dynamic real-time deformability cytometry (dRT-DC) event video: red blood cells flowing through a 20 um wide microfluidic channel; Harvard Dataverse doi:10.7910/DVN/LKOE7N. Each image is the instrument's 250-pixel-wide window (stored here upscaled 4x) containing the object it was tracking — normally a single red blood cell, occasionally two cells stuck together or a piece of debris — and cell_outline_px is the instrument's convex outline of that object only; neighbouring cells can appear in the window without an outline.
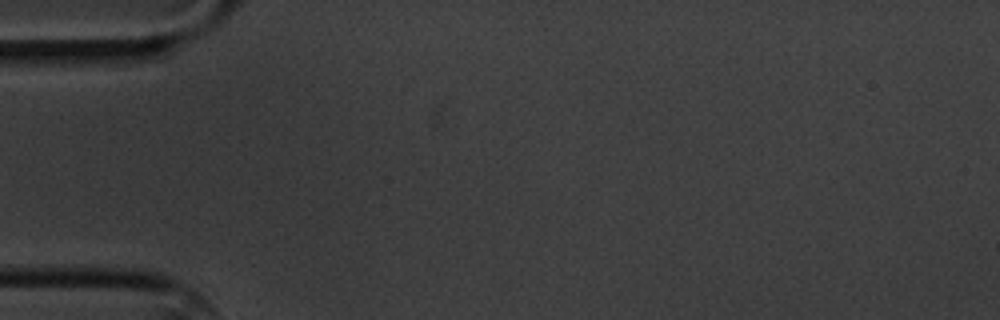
{"species": "common noctule bat (a hibernating species)", "species_latin": "Nyctalus noctula", "temperature_condition": "cold", "stored_images_in_passage": 3, "segment_of_instrument_passage": [1, 3], "camera_frame_rate_fps": 3000, "um_per_image_px": 0.085, "animal": {"sex": "male", "body_mass_g": 20.1, "forearm_length_mm": 53.5}, "frame": {"image": 1, "passage_image": 1, "time_ms": 0.0, "image_size_px": [1000, 320], "cell_outline_px": [[124, 52], [80, 68], [64, 72], [24, 72], [28, 52]], "centroid_in_image_um": [5.35, 5.16], "position_along_channel_um": 79.6, "area_um2": 10.12}}